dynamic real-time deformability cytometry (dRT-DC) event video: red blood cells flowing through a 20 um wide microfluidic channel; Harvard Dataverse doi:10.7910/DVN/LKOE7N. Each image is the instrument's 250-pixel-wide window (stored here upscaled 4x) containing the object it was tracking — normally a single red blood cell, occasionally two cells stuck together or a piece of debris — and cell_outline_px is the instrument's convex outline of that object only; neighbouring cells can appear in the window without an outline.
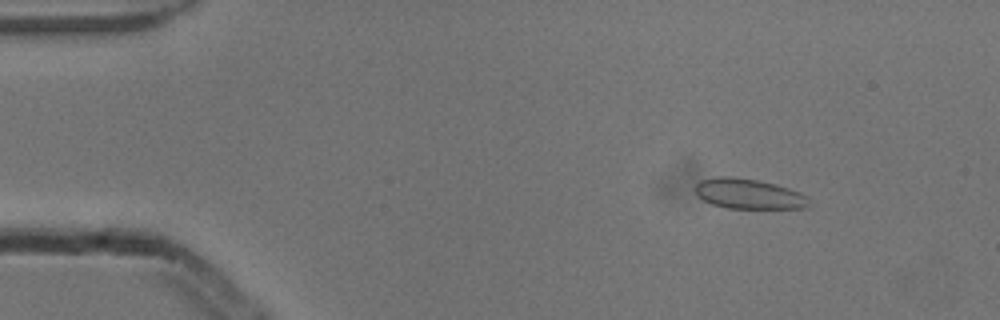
{"species": "common noctule bat (a hibernating species)", "species_latin": "Nyctalus noctula", "temperature_condition": "cold", "stored_images_in_passage": 53, "camera_frame_rate_fps": 3000, "um_per_image_px": 0.085, "animal": {"sex": "male", "body_mass_g": 13.3}, "frame": {"image": 1, "passage_image": 7, "time_ms": 2.0, "image_size_px": [1000, 320], "cell_outline_px": [[808, 208], [728, 208], [712, 204], [704, 200], [696, 192], [696, 184], [700, 180], [716, 176], [732, 176], [760, 180], [776, 184], [800, 192], [808, 196]], "centroid_in_image_um": [63.65, 16.46], "position_along_channel_um": 21.3, "area_um2": 20.0}}
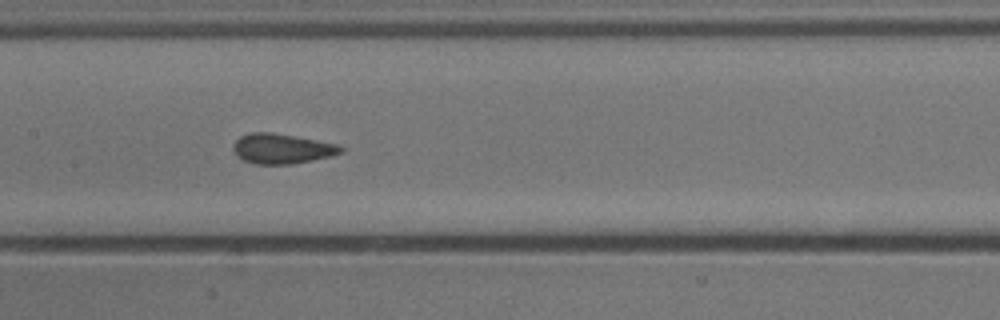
{"frame": {"image": 2, "passage_image": 26, "time_ms": 8.333, "image_size_px": [1000, 320], "cell_outline_px": [[344, 152], [332, 156], [292, 164], [256, 164], [244, 160], [236, 156], [232, 148], [232, 144], [240, 136], [252, 132], [272, 132], [340, 144], [344, 148]], "centroid_in_image_um": [23.97, 12.63], "position_along_channel_um": 183.4, "area_um2": 19.02}}
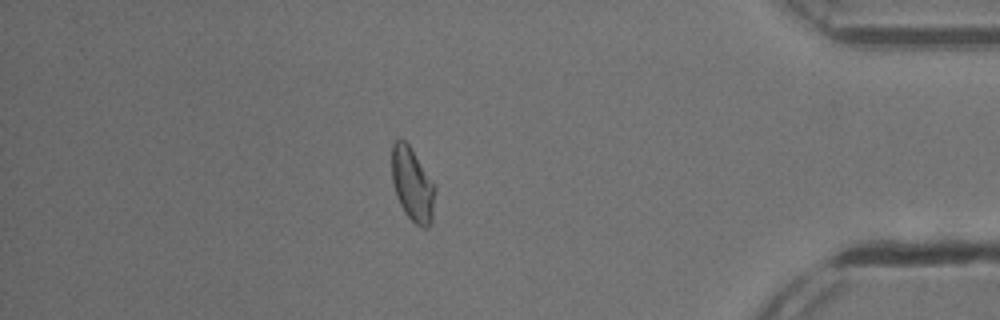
{"frame": {"image": 3, "passage_image": 46, "time_ms": 15.0, "image_size_px": [1000, 320], "cell_outline_px": [[436, 188], [432, 224], [428, 228], [424, 228], [416, 224], [408, 216], [400, 204], [396, 196], [392, 180], [392, 144], [396, 140], [404, 140], [408, 144], [436, 184]], "centroid_in_image_um": [35.09, 15.7], "position_along_channel_um": 400.1, "area_um2": 18.73}, "authors_computed_cell_mechanics": {"area_um2": 18.785, "velocity_mm_per_s": 3.8555, "shape_relaxation_time_tau1_ms": 8.4095, "shape_relaxation_time_tau2_ms": 1.196, "deformation_change_tau1": 0.1127, "deformation_change_tau2": 0.0366}}